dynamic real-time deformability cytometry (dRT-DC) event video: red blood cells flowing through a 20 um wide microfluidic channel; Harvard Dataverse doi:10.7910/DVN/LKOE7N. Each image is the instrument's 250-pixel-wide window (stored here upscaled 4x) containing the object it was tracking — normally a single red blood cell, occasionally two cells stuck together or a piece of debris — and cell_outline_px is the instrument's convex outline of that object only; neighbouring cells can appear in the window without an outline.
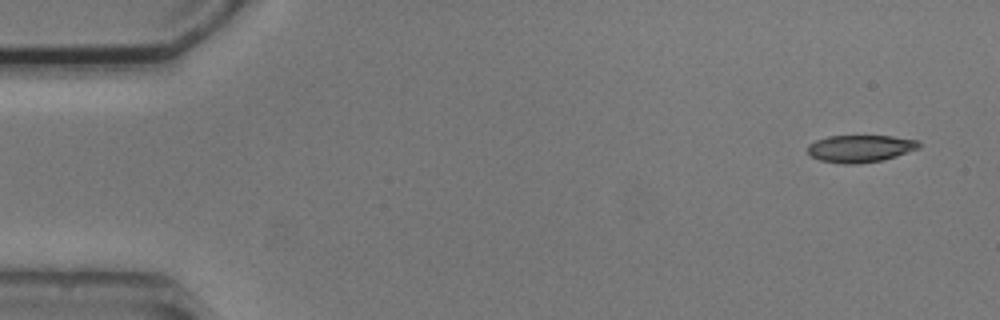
{"species": "common noctule bat (a hibernating species)", "species_latin": "Nyctalus noctula", "temperature_condition": "cold", "stored_images_in_passage": 4, "camera_frame_rate_fps": 3000, "um_per_image_px": 0.085, "animal": {"sex": "male", "body_mass_g": 20.5, "forearm_length_mm": 52.5}, "frame": {"image": 1, "passage_image": 1, "time_ms": 0.0, "image_size_px": [1000, 320], "cell_outline_px": [[920, 148], [884, 160], [856, 164], [844, 164], [820, 160], [812, 156], [808, 152], [808, 144], [816, 140], [828, 136], [892, 136], [916, 140], [920, 144]], "centroid_in_image_um": [73.12, 12.63], "position_along_channel_um": 11.9, "area_um2": 17.63}}